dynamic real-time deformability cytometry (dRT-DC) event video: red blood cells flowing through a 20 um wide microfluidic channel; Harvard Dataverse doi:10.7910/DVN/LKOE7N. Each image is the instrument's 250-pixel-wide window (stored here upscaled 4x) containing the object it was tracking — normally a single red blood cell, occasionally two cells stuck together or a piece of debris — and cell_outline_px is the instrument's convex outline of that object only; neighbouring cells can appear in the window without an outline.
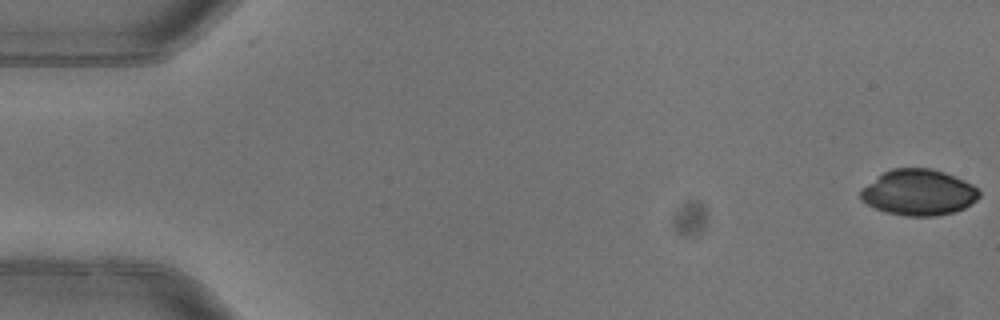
{"species": "common noctule bat (a hibernating species)", "species_latin": "Nyctalus noctula", "temperature_condition": "warm", "stored_images_in_passage": 4, "camera_frame_rate_fps": 3000, "um_per_image_px": 0.085, "animal": {"sex": "female"}, "frame": {"image": 1, "passage_image": 1, "time_ms": 0.0, "image_size_px": [1000, 320], "cell_outline_px": [[980, 196], [976, 200], [964, 208], [952, 212], [936, 216], [904, 216], [884, 212], [860, 200], [860, 188], [884, 172], [892, 168], [932, 168], [944, 172], [964, 180], [972, 184], [980, 192]], "centroid_in_image_um": [78.06, 16.36], "position_along_channel_um": 6.9, "area_um2": 31.79}}